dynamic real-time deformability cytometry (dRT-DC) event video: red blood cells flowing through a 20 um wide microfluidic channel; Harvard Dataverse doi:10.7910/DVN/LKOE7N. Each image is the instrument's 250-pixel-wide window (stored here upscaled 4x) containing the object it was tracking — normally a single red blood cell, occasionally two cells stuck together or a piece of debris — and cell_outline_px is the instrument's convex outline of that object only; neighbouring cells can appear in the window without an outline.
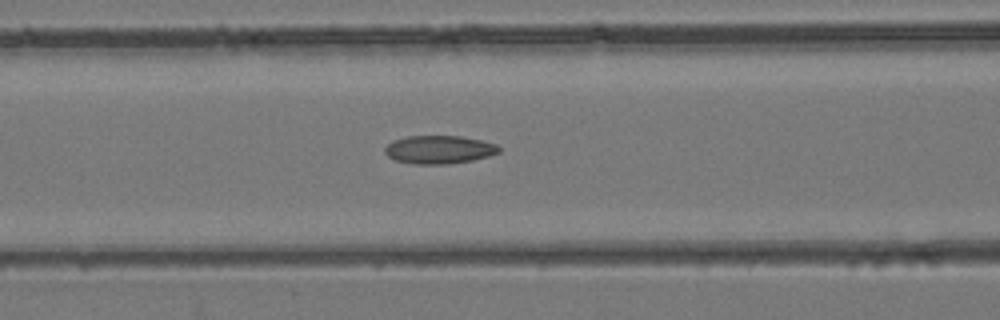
{"species": "common noctule bat (a hibernating species)", "species_latin": "Nyctalus noctula", "temperature_condition": "room temperature", "stored_images_in_passage": 30, "camera_frame_rate_fps": 3000, "um_per_image_px": 0.085, "animal": {"sex": "female", "body_mass_g": 24.6, "forearm_length_mm": 56.2}, "frame": {"image": 1, "passage_image": 9, "time_ms": 2.667, "image_size_px": [1000, 320], "cell_outline_px": [[500, 152], [488, 156], [472, 160], [448, 164], [412, 164], [396, 160], [388, 156], [384, 152], [384, 148], [392, 140], [408, 136], [460, 136], [480, 140], [496, 144], [500, 148]], "centroid_in_image_um": [37.3, 12.71], "position_along_channel_um": 129.3, "area_um2": 18.73}}
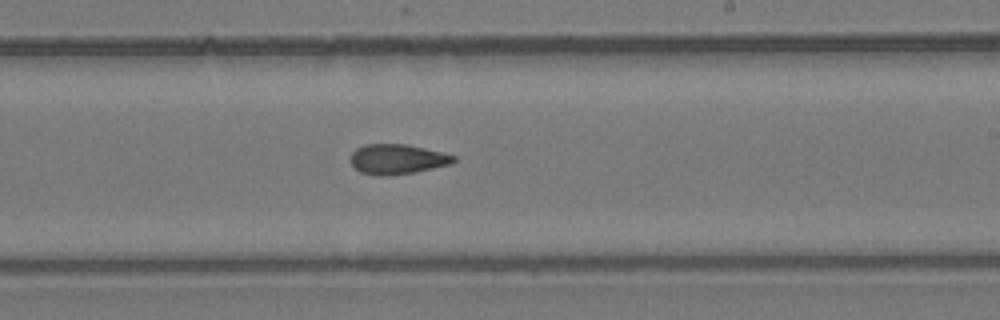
{"frame": {"image": 2, "passage_image": 17, "time_ms": 5.333, "image_size_px": [1000, 320], "cell_outline_px": [[456, 160], [452, 164], [416, 172], [384, 176], [376, 176], [360, 172], [348, 160], [352, 152], [356, 148], [364, 144], [408, 144], [456, 156]], "centroid_in_image_um": [33.74, 13.53], "position_along_channel_um": 255.3, "area_um2": 18.21}}
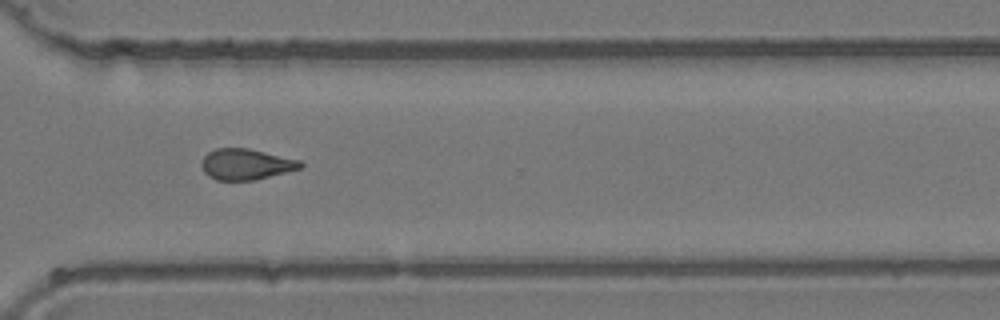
{"frame": {"image": 3, "passage_image": 23, "time_ms": 7.333, "image_size_px": [1000, 320], "cell_outline_px": [[304, 168], [256, 180], [216, 180], [208, 176], [204, 172], [200, 164], [204, 156], [208, 152], [216, 148], [248, 148], [300, 160], [304, 164]], "centroid_in_image_um": [20.93, 13.97], "position_along_channel_um": 349.7, "area_um2": 18.03}}